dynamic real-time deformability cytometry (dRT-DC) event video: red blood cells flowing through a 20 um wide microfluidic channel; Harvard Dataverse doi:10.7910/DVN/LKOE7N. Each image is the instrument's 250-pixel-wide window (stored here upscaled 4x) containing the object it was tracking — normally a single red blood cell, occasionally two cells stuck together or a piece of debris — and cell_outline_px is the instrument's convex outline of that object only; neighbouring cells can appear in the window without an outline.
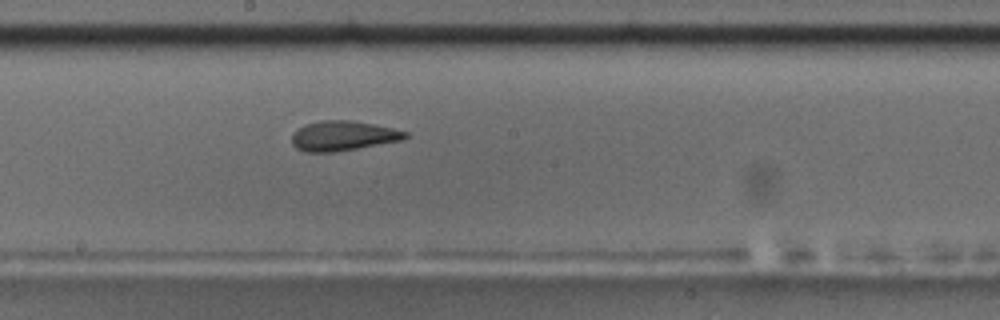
{"species": "common noctule bat (a hibernating species)", "species_latin": "Nyctalus noctula", "temperature_condition": "room temperature", "stored_images_in_passage": 51, "camera_frame_rate_fps": 3000, "um_per_image_px": 0.085, "animal": {"sex": "male", "body_mass_g": 17.5, "forearm_length_mm": 52.3}, "frame": {"image": 1, "passage_image": 30, "time_ms": 9.667, "image_size_px": [1000, 320], "cell_outline_px": [[408, 136], [404, 140], [336, 152], [304, 152], [296, 148], [292, 144], [292, 136], [300, 128], [308, 124], [320, 120], [352, 120], [392, 128], [408, 132]], "centroid_in_image_um": [29.19, 11.56], "position_along_channel_um": 219.0, "area_um2": 19.65}}